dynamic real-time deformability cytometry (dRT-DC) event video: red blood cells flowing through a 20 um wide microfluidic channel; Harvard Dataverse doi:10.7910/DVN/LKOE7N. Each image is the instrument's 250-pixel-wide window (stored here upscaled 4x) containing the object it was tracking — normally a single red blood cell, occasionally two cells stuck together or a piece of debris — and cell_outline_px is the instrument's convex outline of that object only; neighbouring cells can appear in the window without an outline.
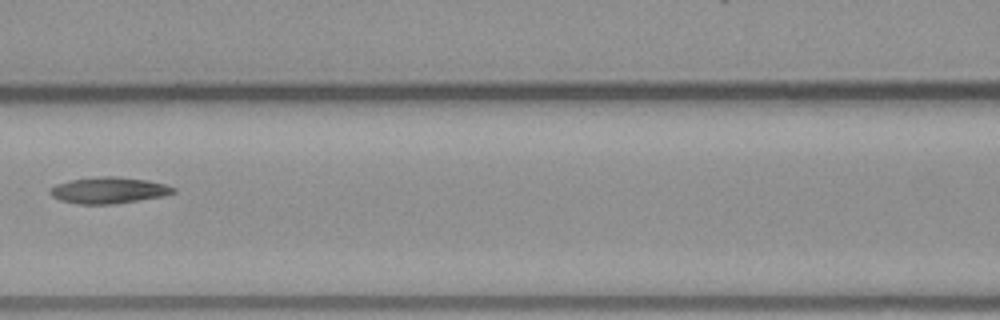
{"species": "common noctule bat (a hibernating species)", "species_latin": "Nyctalus noctula", "temperature_condition": "warm", "stored_images_in_passage": 6, "camera_frame_rate_fps": 3000, "um_per_image_px": 0.085, "animal": {"sex": "male", "body_mass_g": 23.1, "forearm_length_mm": 52.7}, "frame": {"image": 1, "passage_image": 5, "time_ms": 4.667, "image_size_px": [1000, 320], "cell_outline_px": [[176, 192], [160, 196], [112, 204], [80, 204], [60, 200], [52, 196], [48, 192], [56, 184], [72, 180], [100, 176], [116, 176], [148, 180], [164, 184], [176, 188]], "centroid_in_image_um": [9.23, 16.16], "position_along_channel_um": 157.4, "area_um2": 18.61}}
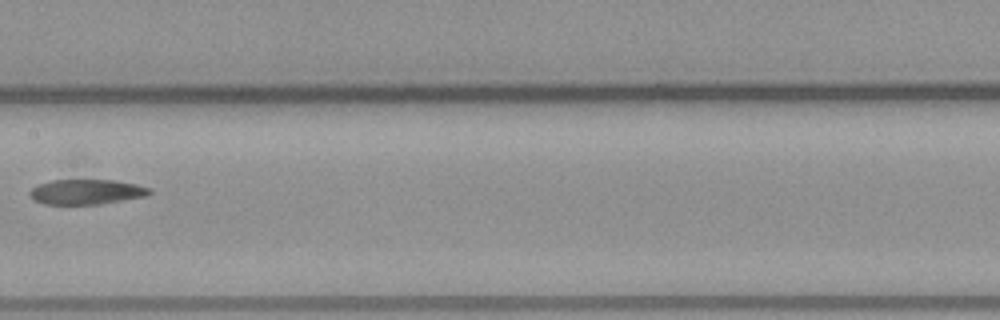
{"frame": {"image": 2, "passage_image": 6, "time_ms": 5.667, "image_size_px": [1000, 320], "cell_outline_px": [[152, 192], [148, 196], [100, 204], [44, 204], [36, 200], [28, 192], [32, 188], [40, 184], [52, 180], [116, 180], [136, 184], [152, 188]], "centroid_in_image_um": [7.42, 16.3], "position_along_channel_um": 200.0, "area_um2": 17.46}}